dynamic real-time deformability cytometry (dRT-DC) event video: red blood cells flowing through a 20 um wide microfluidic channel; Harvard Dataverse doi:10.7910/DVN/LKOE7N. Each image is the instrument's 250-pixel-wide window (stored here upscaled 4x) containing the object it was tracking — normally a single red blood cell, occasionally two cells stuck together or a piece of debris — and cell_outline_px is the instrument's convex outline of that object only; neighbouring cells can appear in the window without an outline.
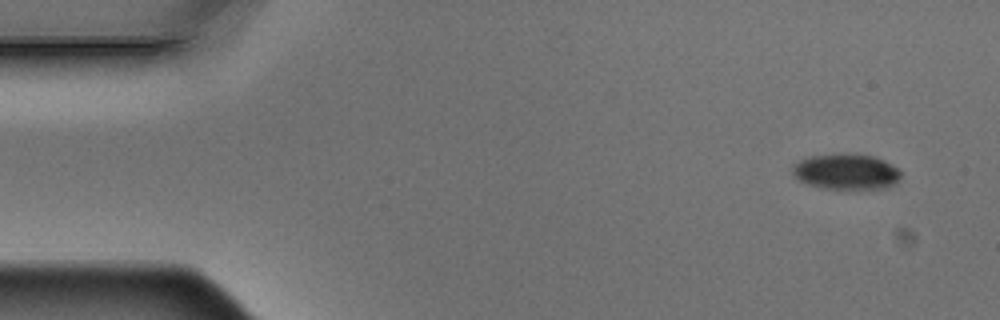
{"species": "Egyptian fruit bat (a non-hibernating species)", "species_latin": "Rousettus aegyptiacus", "temperature_condition": "warm", "stored_images_in_passage": 5, "camera_frame_rate_fps": 3000, "um_per_image_px": 0.085, "animal": {"sex": "male"}, "frame": {"image": 1, "passage_image": 1, "time_ms": 0.0, "image_size_px": [1000, 320], "cell_outline_px": [[900, 176], [888, 188], [824, 188], [808, 184], [800, 180], [792, 172], [792, 168], [800, 160], [812, 156], [876, 156], [900, 168]], "centroid_in_image_um": [71.97, 14.62], "position_along_channel_um": 13.0, "area_um2": 21.5}}
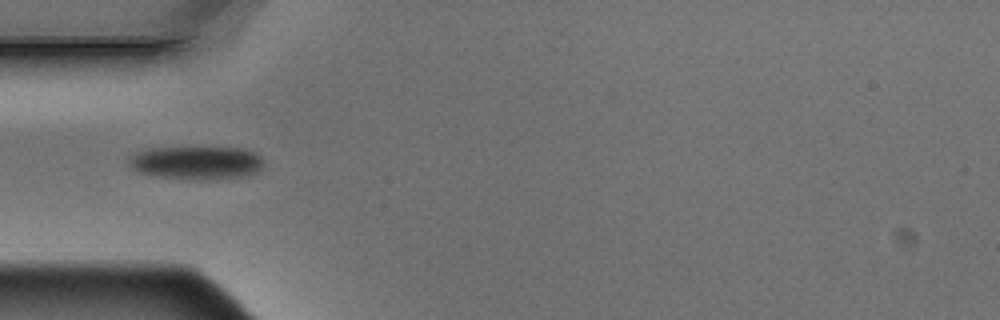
{"frame": {"image": 2, "passage_image": 5, "time_ms": 1.333, "image_size_px": [1000, 320], "cell_outline_px": [[264, 164], [256, 172], [244, 176], [212, 180], [188, 180], [156, 176], [140, 172], [132, 168], [128, 164], [128, 156], [136, 152], [148, 148], [244, 148], [256, 152], [264, 160]], "centroid_in_image_um": [16.7, 13.84], "position_along_channel_um": 68.3, "area_um2": 26.47}}